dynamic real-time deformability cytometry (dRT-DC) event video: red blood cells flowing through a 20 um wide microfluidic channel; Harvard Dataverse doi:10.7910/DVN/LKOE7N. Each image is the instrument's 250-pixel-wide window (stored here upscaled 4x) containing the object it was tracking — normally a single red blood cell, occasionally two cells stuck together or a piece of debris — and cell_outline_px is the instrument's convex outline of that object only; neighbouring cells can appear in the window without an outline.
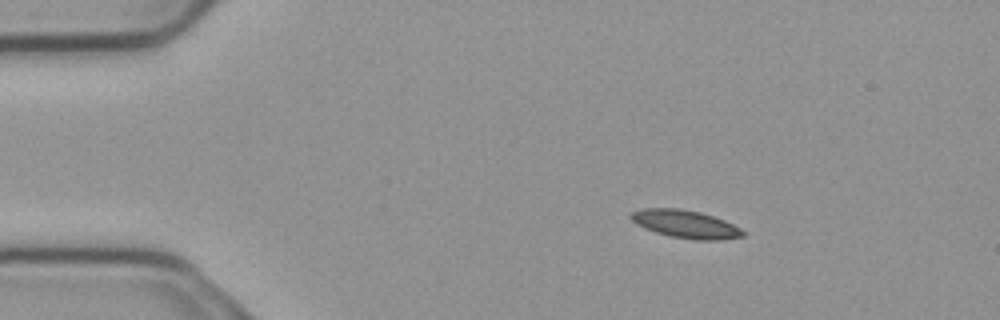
{"species": "common noctule bat (a hibernating species)", "species_latin": "Nyctalus noctula", "temperature_condition": "cold", "stored_images_in_passage": 48, "camera_frame_rate_fps": 3000, "um_per_image_px": 0.085, "animal": {"sex": "male", "body_mass_g": 23.1, "forearm_length_mm": 52.7}, "frame": {"image": 1, "passage_image": 1, "time_ms": 0.0, "image_size_px": [1000, 320], "cell_outline_px": [[744, 236], [720, 240], [696, 240], [668, 236], [644, 228], [636, 224], [628, 216], [632, 212], [644, 208], [680, 208], [700, 212], [724, 220], [740, 228], [744, 232]], "centroid_in_image_um": [58.25, 19.05], "position_along_channel_um": 26.8, "area_um2": 18.21}}
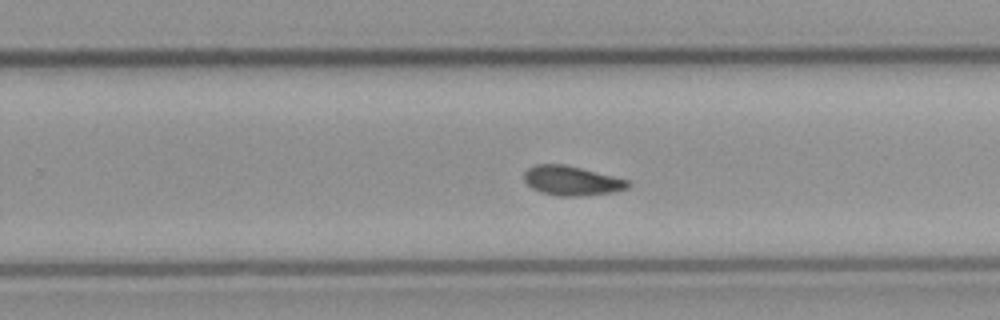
{"frame": {"image": 2, "passage_image": 27, "time_ms": 8.667, "image_size_px": [1000, 320], "cell_outline_px": [[632, 184], [628, 188], [612, 192], [580, 196], [556, 196], [540, 192], [532, 188], [524, 180], [524, 172], [528, 168], [536, 164], [564, 164], [628, 180]], "centroid_in_image_um": [48.57, 15.36], "position_along_channel_um": 281.2, "area_um2": 17.74}}
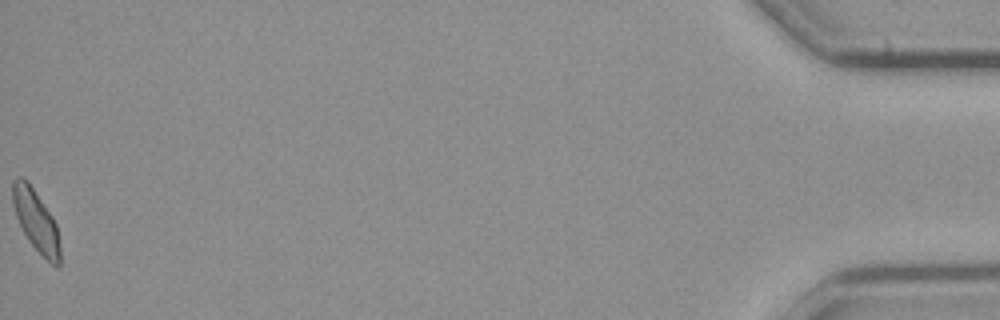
{"frame": {"image": 3, "passage_image": 48, "time_ms": 15.667, "image_size_px": [1000, 320], "cell_outline_px": [[60, 264], [56, 268], [28, 240], [16, 216], [12, 204], [12, 180], [16, 176], [24, 176], [28, 180], [52, 216], [56, 224], [60, 248]], "centroid_in_image_um": [3.04, 18.69], "position_along_channel_um": 432.2, "area_um2": 16.94}, "authors_computed_cell_mechanics": {"area_um2": 17.7157, "velocity_mm_per_s": 3.6798, "shape_relaxation_time_tau1_ms": 7.3614, "shape_relaxation_time_tau2_ms": 4.8592, "deformation_change_tau1": 0.1413, "deformation_change_tau2": 0.0954}}